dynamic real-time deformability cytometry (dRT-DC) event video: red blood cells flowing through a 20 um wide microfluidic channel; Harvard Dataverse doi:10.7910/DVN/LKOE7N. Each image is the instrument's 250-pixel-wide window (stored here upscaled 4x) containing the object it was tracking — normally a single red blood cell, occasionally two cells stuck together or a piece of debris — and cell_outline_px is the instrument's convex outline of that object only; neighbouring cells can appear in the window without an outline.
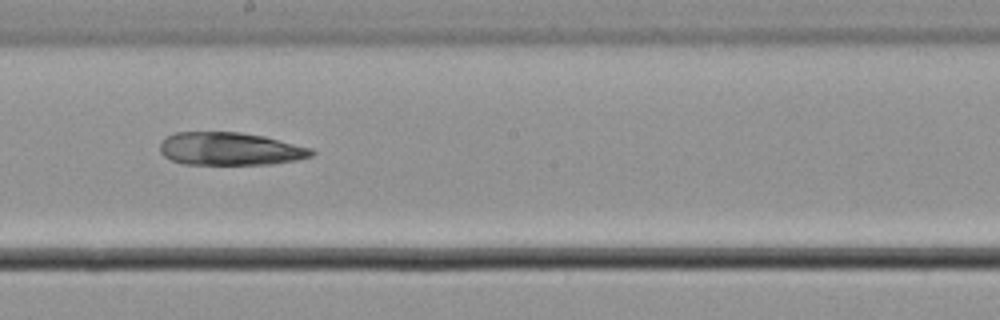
{"species": "common noctule bat (a hibernating species)", "species_latin": "Nyctalus noctula", "temperature_condition": "cold", "stored_images_in_passage": 14, "camera_frame_rate_fps": 3000, "um_per_image_px": 0.085, "animal": {"sex": "male", "body_mass_g": 21.5, "forearm_length_mm": 52.0}, "frame": {"image": 1, "passage_image": 8, "time_ms": 2.333, "image_size_px": [1000, 320], "cell_outline_px": [[316, 152], [312, 156], [296, 160], [272, 164], [184, 164], [172, 160], [164, 156], [160, 152], [160, 140], [176, 132], [240, 132], [264, 136], [312, 148]], "centroid_in_image_um": [19.56, 12.65], "position_along_channel_um": 228.6, "area_um2": 29.13}}
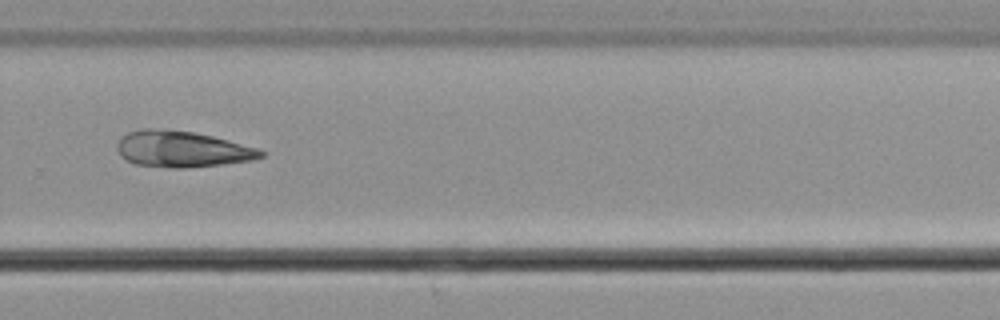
{"frame": {"image": 2, "passage_image": 10, "time_ms": 3.0, "image_size_px": [1000, 320], "cell_outline_px": [[264, 156], [252, 160], [224, 164], [184, 168], [172, 168], [136, 164], [120, 156], [116, 148], [116, 144], [128, 132], [144, 128], [156, 128], [196, 132], [260, 148], [264, 152]], "centroid_in_image_um": [15.49, 12.67], "position_along_channel_um": 314.3, "area_um2": 30.35}}